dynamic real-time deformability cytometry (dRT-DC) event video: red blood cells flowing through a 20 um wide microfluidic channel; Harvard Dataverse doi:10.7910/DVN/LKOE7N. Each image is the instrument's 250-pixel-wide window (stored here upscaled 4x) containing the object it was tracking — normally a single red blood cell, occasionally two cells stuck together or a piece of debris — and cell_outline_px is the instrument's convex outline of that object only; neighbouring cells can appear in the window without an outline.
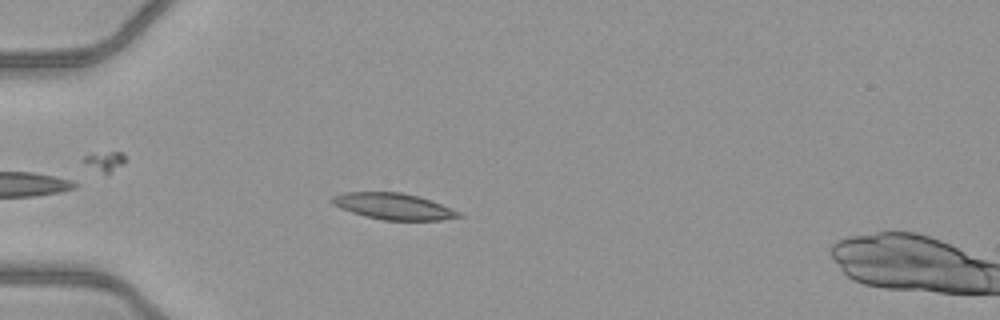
{"species": "common noctule bat (a hibernating species)", "species_latin": "Nyctalus noctula", "temperature_condition": "warm", "stored_images_in_passage": 32, "camera_frame_rate_fps": 3000, "um_per_image_px": 0.085, "animal": {"sex": "female", "body_mass_g": 21.9}, "frame": {"image": 1, "passage_image": 5, "time_ms": 1.333, "image_size_px": [1000, 320], "cell_outline_px": [[464, 216], [444, 220], [380, 220], [352, 212], [340, 208], [332, 204], [328, 200], [332, 196], [344, 192], [400, 192], [420, 196], [452, 208], [460, 212]], "centroid_in_image_um": [33.44, 17.53], "position_along_channel_um": 51.6, "area_um2": 19.59}}
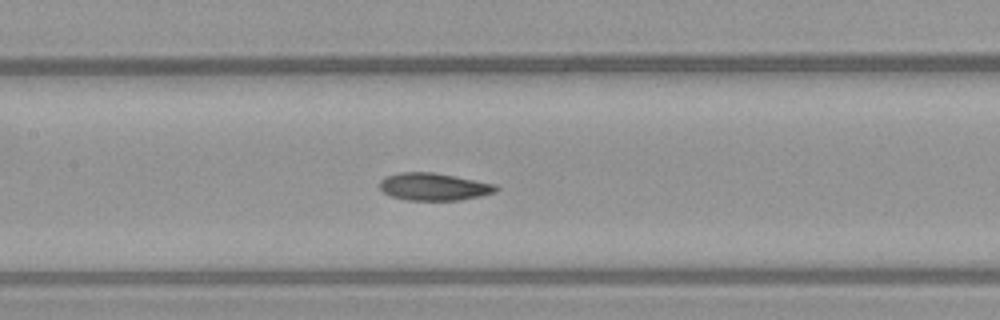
{"frame": {"image": 2, "passage_image": 15, "time_ms": 4.667, "image_size_px": [1000, 320], "cell_outline_px": [[500, 188], [496, 192], [480, 196], [460, 200], [404, 200], [392, 196], [384, 192], [380, 188], [380, 180], [384, 176], [400, 172], [432, 172], [496, 184]], "centroid_in_image_um": [36.87, 15.87], "position_along_channel_um": 170.5, "area_um2": 18.61}}
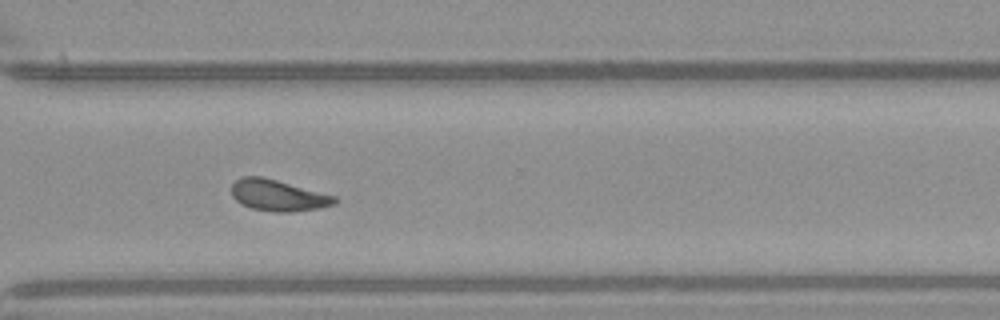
{"frame": {"image": 3, "passage_image": 28, "time_ms": 9.0, "image_size_px": [1000, 320], "cell_outline_px": [[340, 200], [336, 204], [320, 208], [292, 212], [276, 212], [252, 208], [240, 204], [232, 196], [232, 184], [240, 176], [260, 176], [276, 180], [336, 196]], "centroid_in_image_um": [23.65, 16.61], "position_along_channel_um": 346.9, "area_um2": 18.84}, "authors_computed_cell_mechanics": {"area_um2": 18.9006, "velocity_mm_per_s": 4.0843, "shape_relaxation_time_tau1_ms": 3.6971, "shape_relaxation_time_tau2_ms": 3.3019, "deformation_change_tau1": 0.1264, "deformation_change_tau2": 0.1028}}